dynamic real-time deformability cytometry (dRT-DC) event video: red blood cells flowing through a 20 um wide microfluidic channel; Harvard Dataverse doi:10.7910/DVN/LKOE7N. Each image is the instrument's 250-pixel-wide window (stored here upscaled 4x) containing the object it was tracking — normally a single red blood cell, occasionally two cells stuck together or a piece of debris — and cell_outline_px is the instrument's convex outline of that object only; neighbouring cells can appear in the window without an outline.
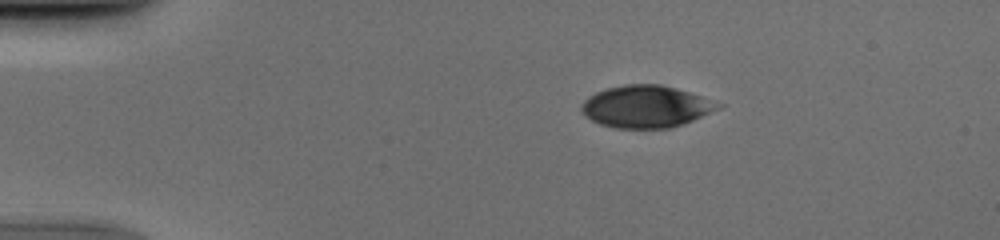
{"species": "human", "species_latin": "Homo sapiens", "temperature_condition": "cold", "stored_images_in_passage": 53, "camera_frame_rate_fps": 3000, "um_per_image_px": 0.085, "donor": {"sex": "male"}, "frame": {"image": 1, "passage_image": 11, "time_ms": 3.333, "image_size_px": [1000, 240], "cell_outline_px": [[724, 104], [720, 108], [684, 124], [668, 128], [616, 128], [600, 124], [592, 120], [580, 112], [580, 104], [588, 96], [596, 92], [608, 88], [624, 84], [660, 84], [688, 92]], "centroid_in_image_um": [54.88, 9.06], "position_along_channel_um": 30.1, "area_um2": 33.47}}
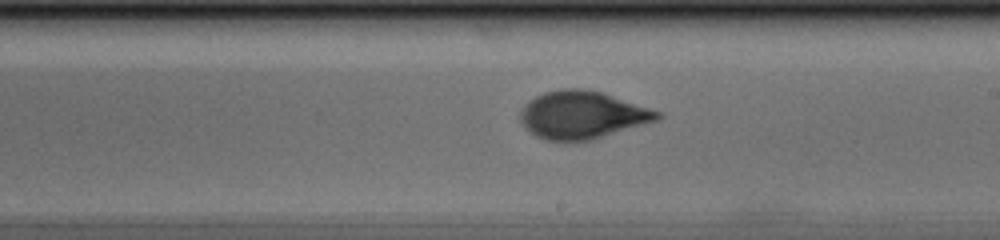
{"frame": {"image": 2, "passage_image": 32, "time_ms": 10.333, "image_size_px": [1000, 240], "cell_outline_px": [[664, 116], [656, 120], [592, 140], [544, 140], [536, 136], [520, 120], [520, 108], [528, 100], [544, 92], [564, 88], [584, 88], [600, 92], [660, 112]], "centroid_in_image_um": [49.45, 9.76], "position_along_channel_um": 239.6, "area_um2": 37.51}}
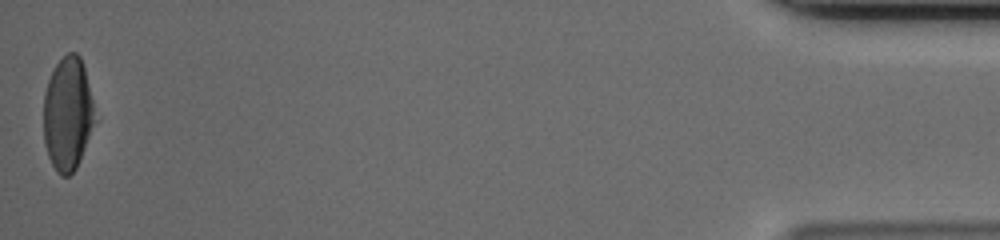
{"frame": {"image": 3, "passage_image": 53, "time_ms": 17.333, "image_size_px": [1000, 240], "cell_outline_px": [[100, 120], [76, 168], [68, 176], [60, 176], [56, 172], [48, 156], [44, 144], [44, 92], [48, 80], [56, 64], [68, 52], [76, 52], [80, 56], [84, 68]], "centroid_in_image_um": [5.82, 9.71], "position_along_channel_um": 429.4, "area_um2": 35.03}}